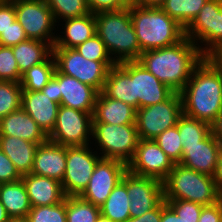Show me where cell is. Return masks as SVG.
I'll list each match as a JSON object with an SVG mask.
<instances>
[{
  "mask_svg": "<svg viewBox=\"0 0 222 222\" xmlns=\"http://www.w3.org/2000/svg\"><path fill=\"white\" fill-rule=\"evenodd\" d=\"M204 58L198 46L184 37L174 45L142 52L137 61L160 82L179 93Z\"/></svg>",
  "mask_w": 222,
  "mask_h": 222,
  "instance_id": "obj_1",
  "label": "cell"
},
{
  "mask_svg": "<svg viewBox=\"0 0 222 222\" xmlns=\"http://www.w3.org/2000/svg\"><path fill=\"white\" fill-rule=\"evenodd\" d=\"M179 93L183 114L211 125L222 113V71L204 58Z\"/></svg>",
  "mask_w": 222,
  "mask_h": 222,
  "instance_id": "obj_2",
  "label": "cell"
},
{
  "mask_svg": "<svg viewBox=\"0 0 222 222\" xmlns=\"http://www.w3.org/2000/svg\"><path fill=\"white\" fill-rule=\"evenodd\" d=\"M94 16L96 34L104 42L110 57L116 64L124 61H135L140 58L142 51L129 8L104 11L94 14Z\"/></svg>",
  "mask_w": 222,
  "mask_h": 222,
  "instance_id": "obj_3",
  "label": "cell"
},
{
  "mask_svg": "<svg viewBox=\"0 0 222 222\" xmlns=\"http://www.w3.org/2000/svg\"><path fill=\"white\" fill-rule=\"evenodd\" d=\"M142 52L168 47L185 37V28L160 7H129Z\"/></svg>",
  "mask_w": 222,
  "mask_h": 222,
  "instance_id": "obj_4",
  "label": "cell"
},
{
  "mask_svg": "<svg viewBox=\"0 0 222 222\" xmlns=\"http://www.w3.org/2000/svg\"><path fill=\"white\" fill-rule=\"evenodd\" d=\"M164 200H187L203 206L222 199L212 176L174 164L163 181Z\"/></svg>",
  "mask_w": 222,
  "mask_h": 222,
  "instance_id": "obj_5",
  "label": "cell"
},
{
  "mask_svg": "<svg viewBox=\"0 0 222 222\" xmlns=\"http://www.w3.org/2000/svg\"><path fill=\"white\" fill-rule=\"evenodd\" d=\"M91 138L98 144L101 158L118 160L126 165L133 158L140 139L136 124L108 123H92Z\"/></svg>",
  "mask_w": 222,
  "mask_h": 222,
  "instance_id": "obj_6",
  "label": "cell"
},
{
  "mask_svg": "<svg viewBox=\"0 0 222 222\" xmlns=\"http://www.w3.org/2000/svg\"><path fill=\"white\" fill-rule=\"evenodd\" d=\"M56 68L68 76L76 78L101 92L108 71L114 61H92L84 58L75 48L53 47Z\"/></svg>",
  "mask_w": 222,
  "mask_h": 222,
  "instance_id": "obj_7",
  "label": "cell"
},
{
  "mask_svg": "<svg viewBox=\"0 0 222 222\" xmlns=\"http://www.w3.org/2000/svg\"><path fill=\"white\" fill-rule=\"evenodd\" d=\"M182 115V99L178 92L163 102L137 109L135 124L139 138L154 140L166 129L177 125Z\"/></svg>",
  "mask_w": 222,
  "mask_h": 222,
  "instance_id": "obj_8",
  "label": "cell"
},
{
  "mask_svg": "<svg viewBox=\"0 0 222 222\" xmlns=\"http://www.w3.org/2000/svg\"><path fill=\"white\" fill-rule=\"evenodd\" d=\"M14 3L16 20L23 27L28 39L55 44L56 21L46 0H11Z\"/></svg>",
  "mask_w": 222,
  "mask_h": 222,
  "instance_id": "obj_9",
  "label": "cell"
},
{
  "mask_svg": "<svg viewBox=\"0 0 222 222\" xmlns=\"http://www.w3.org/2000/svg\"><path fill=\"white\" fill-rule=\"evenodd\" d=\"M92 115L93 113L60 105L55 127L48 135V139L63 146L90 145Z\"/></svg>",
  "mask_w": 222,
  "mask_h": 222,
  "instance_id": "obj_10",
  "label": "cell"
},
{
  "mask_svg": "<svg viewBox=\"0 0 222 222\" xmlns=\"http://www.w3.org/2000/svg\"><path fill=\"white\" fill-rule=\"evenodd\" d=\"M89 145L67 146L66 171L61 183L65 196H79L87 187L98 160Z\"/></svg>",
  "mask_w": 222,
  "mask_h": 222,
  "instance_id": "obj_11",
  "label": "cell"
},
{
  "mask_svg": "<svg viewBox=\"0 0 222 222\" xmlns=\"http://www.w3.org/2000/svg\"><path fill=\"white\" fill-rule=\"evenodd\" d=\"M185 37L196 44L204 55L221 42L222 0H207L198 15L185 28Z\"/></svg>",
  "mask_w": 222,
  "mask_h": 222,
  "instance_id": "obj_12",
  "label": "cell"
},
{
  "mask_svg": "<svg viewBox=\"0 0 222 222\" xmlns=\"http://www.w3.org/2000/svg\"><path fill=\"white\" fill-rule=\"evenodd\" d=\"M117 64L133 80V99H137V109L163 102L174 93L137 60Z\"/></svg>",
  "mask_w": 222,
  "mask_h": 222,
  "instance_id": "obj_13",
  "label": "cell"
},
{
  "mask_svg": "<svg viewBox=\"0 0 222 222\" xmlns=\"http://www.w3.org/2000/svg\"><path fill=\"white\" fill-rule=\"evenodd\" d=\"M126 171L127 165L125 163L114 159L100 158L87 187L79 196L100 207L114 187L122 180Z\"/></svg>",
  "mask_w": 222,
  "mask_h": 222,
  "instance_id": "obj_14",
  "label": "cell"
},
{
  "mask_svg": "<svg viewBox=\"0 0 222 222\" xmlns=\"http://www.w3.org/2000/svg\"><path fill=\"white\" fill-rule=\"evenodd\" d=\"M173 166V161L155 140L139 139L134 156L127 164V170L133 174L152 177L163 182Z\"/></svg>",
  "mask_w": 222,
  "mask_h": 222,
  "instance_id": "obj_15",
  "label": "cell"
},
{
  "mask_svg": "<svg viewBox=\"0 0 222 222\" xmlns=\"http://www.w3.org/2000/svg\"><path fill=\"white\" fill-rule=\"evenodd\" d=\"M127 192L130 218L140 217L155 209L164 200L163 182L133 174L127 170Z\"/></svg>",
  "mask_w": 222,
  "mask_h": 222,
  "instance_id": "obj_16",
  "label": "cell"
},
{
  "mask_svg": "<svg viewBox=\"0 0 222 222\" xmlns=\"http://www.w3.org/2000/svg\"><path fill=\"white\" fill-rule=\"evenodd\" d=\"M221 149V145L210 132L198 145L183 146L182 159L179 164L213 177Z\"/></svg>",
  "mask_w": 222,
  "mask_h": 222,
  "instance_id": "obj_17",
  "label": "cell"
},
{
  "mask_svg": "<svg viewBox=\"0 0 222 222\" xmlns=\"http://www.w3.org/2000/svg\"><path fill=\"white\" fill-rule=\"evenodd\" d=\"M67 146L47 139L38 145L30 173L62 183L66 171Z\"/></svg>",
  "mask_w": 222,
  "mask_h": 222,
  "instance_id": "obj_18",
  "label": "cell"
},
{
  "mask_svg": "<svg viewBox=\"0 0 222 222\" xmlns=\"http://www.w3.org/2000/svg\"><path fill=\"white\" fill-rule=\"evenodd\" d=\"M59 93L61 94L60 105L93 113L99 92L92 86L59 71Z\"/></svg>",
  "mask_w": 222,
  "mask_h": 222,
  "instance_id": "obj_19",
  "label": "cell"
},
{
  "mask_svg": "<svg viewBox=\"0 0 222 222\" xmlns=\"http://www.w3.org/2000/svg\"><path fill=\"white\" fill-rule=\"evenodd\" d=\"M59 106L42 91L22 90L21 108L36 121L47 136L55 127Z\"/></svg>",
  "mask_w": 222,
  "mask_h": 222,
  "instance_id": "obj_20",
  "label": "cell"
},
{
  "mask_svg": "<svg viewBox=\"0 0 222 222\" xmlns=\"http://www.w3.org/2000/svg\"><path fill=\"white\" fill-rule=\"evenodd\" d=\"M32 207L57 205L64 200L61 182L32 173L22 176Z\"/></svg>",
  "mask_w": 222,
  "mask_h": 222,
  "instance_id": "obj_21",
  "label": "cell"
},
{
  "mask_svg": "<svg viewBox=\"0 0 222 222\" xmlns=\"http://www.w3.org/2000/svg\"><path fill=\"white\" fill-rule=\"evenodd\" d=\"M0 135L18 137L38 145L48 136L22 108L0 118Z\"/></svg>",
  "mask_w": 222,
  "mask_h": 222,
  "instance_id": "obj_22",
  "label": "cell"
},
{
  "mask_svg": "<svg viewBox=\"0 0 222 222\" xmlns=\"http://www.w3.org/2000/svg\"><path fill=\"white\" fill-rule=\"evenodd\" d=\"M92 118V123L135 124L136 110L125 102L107 97L101 91L97 95Z\"/></svg>",
  "mask_w": 222,
  "mask_h": 222,
  "instance_id": "obj_23",
  "label": "cell"
},
{
  "mask_svg": "<svg viewBox=\"0 0 222 222\" xmlns=\"http://www.w3.org/2000/svg\"><path fill=\"white\" fill-rule=\"evenodd\" d=\"M63 21L65 22L62 32L64 35L56 34L53 47L76 48L96 34V21L92 13Z\"/></svg>",
  "mask_w": 222,
  "mask_h": 222,
  "instance_id": "obj_24",
  "label": "cell"
},
{
  "mask_svg": "<svg viewBox=\"0 0 222 222\" xmlns=\"http://www.w3.org/2000/svg\"><path fill=\"white\" fill-rule=\"evenodd\" d=\"M37 147V143L9 135H0V149L13 162L21 176L31 172Z\"/></svg>",
  "mask_w": 222,
  "mask_h": 222,
  "instance_id": "obj_25",
  "label": "cell"
},
{
  "mask_svg": "<svg viewBox=\"0 0 222 222\" xmlns=\"http://www.w3.org/2000/svg\"><path fill=\"white\" fill-rule=\"evenodd\" d=\"M12 51L22 75L33 65L45 62L53 54V46L41 40L27 39L12 46Z\"/></svg>",
  "mask_w": 222,
  "mask_h": 222,
  "instance_id": "obj_26",
  "label": "cell"
},
{
  "mask_svg": "<svg viewBox=\"0 0 222 222\" xmlns=\"http://www.w3.org/2000/svg\"><path fill=\"white\" fill-rule=\"evenodd\" d=\"M0 202L9 218L26 217L32 208L22 179L0 184Z\"/></svg>",
  "mask_w": 222,
  "mask_h": 222,
  "instance_id": "obj_27",
  "label": "cell"
},
{
  "mask_svg": "<svg viewBox=\"0 0 222 222\" xmlns=\"http://www.w3.org/2000/svg\"><path fill=\"white\" fill-rule=\"evenodd\" d=\"M102 92L137 110V99H133V80L118 64L109 69Z\"/></svg>",
  "mask_w": 222,
  "mask_h": 222,
  "instance_id": "obj_28",
  "label": "cell"
},
{
  "mask_svg": "<svg viewBox=\"0 0 222 222\" xmlns=\"http://www.w3.org/2000/svg\"><path fill=\"white\" fill-rule=\"evenodd\" d=\"M130 199L127 192V171L122 180L111 191L107 200L100 206L102 216L112 222H126L130 218Z\"/></svg>",
  "mask_w": 222,
  "mask_h": 222,
  "instance_id": "obj_29",
  "label": "cell"
},
{
  "mask_svg": "<svg viewBox=\"0 0 222 222\" xmlns=\"http://www.w3.org/2000/svg\"><path fill=\"white\" fill-rule=\"evenodd\" d=\"M56 70V61L52 54L45 62L33 65L21 76L20 85L23 90L41 91L51 80Z\"/></svg>",
  "mask_w": 222,
  "mask_h": 222,
  "instance_id": "obj_30",
  "label": "cell"
},
{
  "mask_svg": "<svg viewBox=\"0 0 222 222\" xmlns=\"http://www.w3.org/2000/svg\"><path fill=\"white\" fill-rule=\"evenodd\" d=\"M207 0H165L160 8L186 28Z\"/></svg>",
  "mask_w": 222,
  "mask_h": 222,
  "instance_id": "obj_31",
  "label": "cell"
},
{
  "mask_svg": "<svg viewBox=\"0 0 222 222\" xmlns=\"http://www.w3.org/2000/svg\"><path fill=\"white\" fill-rule=\"evenodd\" d=\"M182 146L198 145L210 132L211 125L205 121L182 115L177 123Z\"/></svg>",
  "mask_w": 222,
  "mask_h": 222,
  "instance_id": "obj_32",
  "label": "cell"
},
{
  "mask_svg": "<svg viewBox=\"0 0 222 222\" xmlns=\"http://www.w3.org/2000/svg\"><path fill=\"white\" fill-rule=\"evenodd\" d=\"M100 215L99 206L80 196H66L67 222H96Z\"/></svg>",
  "mask_w": 222,
  "mask_h": 222,
  "instance_id": "obj_33",
  "label": "cell"
},
{
  "mask_svg": "<svg viewBox=\"0 0 222 222\" xmlns=\"http://www.w3.org/2000/svg\"><path fill=\"white\" fill-rule=\"evenodd\" d=\"M56 23L89 14L86 0H46ZM59 20V21H58Z\"/></svg>",
  "mask_w": 222,
  "mask_h": 222,
  "instance_id": "obj_34",
  "label": "cell"
},
{
  "mask_svg": "<svg viewBox=\"0 0 222 222\" xmlns=\"http://www.w3.org/2000/svg\"><path fill=\"white\" fill-rule=\"evenodd\" d=\"M22 90L20 83L0 80V118L21 108Z\"/></svg>",
  "mask_w": 222,
  "mask_h": 222,
  "instance_id": "obj_35",
  "label": "cell"
},
{
  "mask_svg": "<svg viewBox=\"0 0 222 222\" xmlns=\"http://www.w3.org/2000/svg\"><path fill=\"white\" fill-rule=\"evenodd\" d=\"M180 139L178 127L175 125L166 129L154 140L174 164H179L183 153V146Z\"/></svg>",
  "mask_w": 222,
  "mask_h": 222,
  "instance_id": "obj_36",
  "label": "cell"
},
{
  "mask_svg": "<svg viewBox=\"0 0 222 222\" xmlns=\"http://www.w3.org/2000/svg\"><path fill=\"white\" fill-rule=\"evenodd\" d=\"M27 218L29 222H67L66 197L57 205L32 207Z\"/></svg>",
  "mask_w": 222,
  "mask_h": 222,
  "instance_id": "obj_37",
  "label": "cell"
},
{
  "mask_svg": "<svg viewBox=\"0 0 222 222\" xmlns=\"http://www.w3.org/2000/svg\"><path fill=\"white\" fill-rule=\"evenodd\" d=\"M84 58L92 61H114L100 37L95 34L75 48Z\"/></svg>",
  "mask_w": 222,
  "mask_h": 222,
  "instance_id": "obj_38",
  "label": "cell"
},
{
  "mask_svg": "<svg viewBox=\"0 0 222 222\" xmlns=\"http://www.w3.org/2000/svg\"><path fill=\"white\" fill-rule=\"evenodd\" d=\"M21 76L12 47L0 46V80L20 83Z\"/></svg>",
  "mask_w": 222,
  "mask_h": 222,
  "instance_id": "obj_39",
  "label": "cell"
},
{
  "mask_svg": "<svg viewBox=\"0 0 222 222\" xmlns=\"http://www.w3.org/2000/svg\"><path fill=\"white\" fill-rule=\"evenodd\" d=\"M165 202L185 222H198L203 205L187 200H165Z\"/></svg>",
  "mask_w": 222,
  "mask_h": 222,
  "instance_id": "obj_40",
  "label": "cell"
},
{
  "mask_svg": "<svg viewBox=\"0 0 222 222\" xmlns=\"http://www.w3.org/2000/svg\"><path fill=\"white\" fill-rule=\"evenodd\" d=\"M27 39L23 27L15 20L10 27L0 34V46L12 47Z\"/></svg>",
  "mask_w": 222,
  "mask_h": 222,
  "instance_id": "obj_41",
  "label": "cell"
},
{
  "mask_svg": "<svg viewBox=\"0 0 222 222\" xmlns=\"http://www.w3.org/2000/svg\"><path fill=\"white\" fill-rule=\"evenodd\" d=\"M21 178L22 176L15 168L13 162L0 149V184L19 181Z\"/></svg>",
  "mask_w": 222,
  "mask_h": 222,
  "instance_id": "obj_42",
  "label": "cell"
},
{
  "mask_svg": "<svg viewBox=\"0 0 222 222\" xmlns=\"http://www.w3.org/2000/svg\"><path fill=\"white\" fill-rule=\"evenodd\" d=\"M86 3L92 14L120 10L126 7L120 0H86Z\"/></svg>",
  "mask_w": 222,
  "mask_h": 222,
  "instance_id": "obj_43",
  "label": "cell"
},
{
  "mask_svg": "<svg viewBox=\"0 0 222 222\" xmlns=\"http://www.w3.org/2000/svg\"><path fill=\"white\" fill-rule=\"evenodd\" d=\"M16 20L14 3L11 0H0V34Z\"/></svg>",
  "mask_w": 222,
  "mask_h": 222,
  "instance_id": "obj_44",
  "label": "cell"
},
{
  "mask_svg": "<svg viewBox=\"0 0 222 222\" xmlns=\"http://www.w3.org/2000/svg\"><path fill=\"white\" fill-rule=\"evenodd\" d=\"M222 220V199L215 204L203 206L198 222H220Z\"/></svg>",
  "mask_w": 222,
  "mask_h": 222,
  "instance_id": "obj_45",
  "label": "cell"
},
{
  "mask_svg": "<svg viewBox=\"0 0 222 222\" xmlns=\"http://www.w3.org/2000/svg\"><path fill=\"white\" fill-rule=\"evenodd\" d=\"M45 95L50 97L53 102L60 105L61 94L59 93V70L56 68L54 76L41 90Z\"/></svg>",
  "mask_w": 222,
  "mask_h": 222,
  "instance_id": "obj_46",
  "label": "cell"
},
{
  "mask_svg": "<svg viewBox=\"0 0 222 222\" xmlns=\"http://www.w3.org/2000/svg\"><path fill=\"white\" fill-rule=\"evenodd\" d=\"M205 58L218 70L222 71V41L213 47Z\"/></svg>",
  "mask_w": 222,
  "mask_h": 222,
  "instance_id": "obj_47",
  "label": "cell"
},
{
  "mask_svg": "<svg viewBox=\"0 0 222 222\" xmlns=\"http://www.w3.org/2000/svg\"><path fill=\"white\" fill-rule=\"evenodd\" d=\"M126 222H161V203L153 210L135 218H129Z\"/></svg>",
  "mask_w": 222,
  "mask_h": 222,
  "instance_id": "obj_48",
  "label": "cell"
},
{
  "mask_svg": "<svg viewBox=\"0 0 222 222\" xmlns=\"http://www.w3.org/2000/svg\"><path fill=\"white\" fill-rule=\"evenodd\" d=\"M161 222H185L166 204L165 200L161 202Z\"/></svg>",
  "mask_w": 222,
  "mask_h": 222,
  "instance_id": "obj_49",
  "label": "cell"
},
{
  "mask_svg": "<svg viewBox=\"0 0 222 222\" xmlns=\"http://www.w3.org/2000/svg\"><path fill=\"white\" fill-rule=\"evenodd\" d=\"M211 133L222 147V113H220L211 124Z\"/></svg>",
  "mask_w": 222,
  "mask_h": 222,
  "instance_id": "obj_50",
  "label": "cell"
},
{
  "mask_svg": "<svg viewBox=\"0 0 222 222\" xmlns=\"http://www.w3.org/2000/svg\"><path fill=\"white\" fill-rule=\"evenodd\" d=\"M213 179L216 183L218 192L222 195V149L220 152L218 164L216 166L215 174L213 175Z\"/></svg>",
  "mask_w": 222,
  "mask_h": 222,
  "instance_id": "obj_51",
  "label": "cell"
},
{
  "mask_svg": "<svg viewBox=\"0 0 222 222\" xmlns=\"http://www.w3.org/2000/svg\"><path fill=\"white\" fill-rule=\"evenodd\" d=\"M165 0H137V6L141 7H160Z\"/></svg>",
  "mask_w": 222,
  "mask_h": 222,
  "instance_id": "obj_52",
  "label": "cell"
},
{
  "mask_svg": "<svg viewBox=\"0 0 222 222\" xmlns=\"http://www.w3.org/2000/svg\"><path fill=\"white\" fill-rule=\"evenodd\" d=\"M9 219L5 207L3 204L0 202V222H7Z\"/></svg>",
  "mask_w": 222,
  "mask_h": 222,
  "instance_id": "obj_53",
  "label": "cell"
},
{
  "mask_svg": "<svg viewBox=\"0 0 222 222\" xmlns=\"http://www.w3.org/2000/svg\"><path fill=\"white\" fill-rule=\"evenodd\" d=\"M127 8L137 6V0H120Z\"/></svg>",
  "mask_w": 222,
  "mask_h": 222,
  "instance_id": "obj_54",
  "label": "cell"
},
{
  "mask_svg": "<svg viewBox=\"0 0 222 222\" xmlns=\"http://www.w3.org/2000/svg\"><path fill=\"white\" fill-rule=\"evenodd\" d=\"M7 222H29V221L26 216V217L9 218Z\"/></svg>",
  "mask_w": 222,
  "mask_h": 222,
  "instance_id": "obj_55",
  "label": "cell"
},
{
  "mask_svg": "<svg viewBox=\"0 0 222 222\" xmlns=\"http://www.w3.org/2000/svg\"><path fill=\"white\" fill-rule=\"evenodd\" d=\"M96 222H112V221H111L110 219H108V218L100 215V216L98 217V219L96 220Z\"/></svg>",
  "mask_w": 222,
  "mask_h": 222,
  "instance_id": "obj_56",
  "label": "cell"
}]
</instances>
